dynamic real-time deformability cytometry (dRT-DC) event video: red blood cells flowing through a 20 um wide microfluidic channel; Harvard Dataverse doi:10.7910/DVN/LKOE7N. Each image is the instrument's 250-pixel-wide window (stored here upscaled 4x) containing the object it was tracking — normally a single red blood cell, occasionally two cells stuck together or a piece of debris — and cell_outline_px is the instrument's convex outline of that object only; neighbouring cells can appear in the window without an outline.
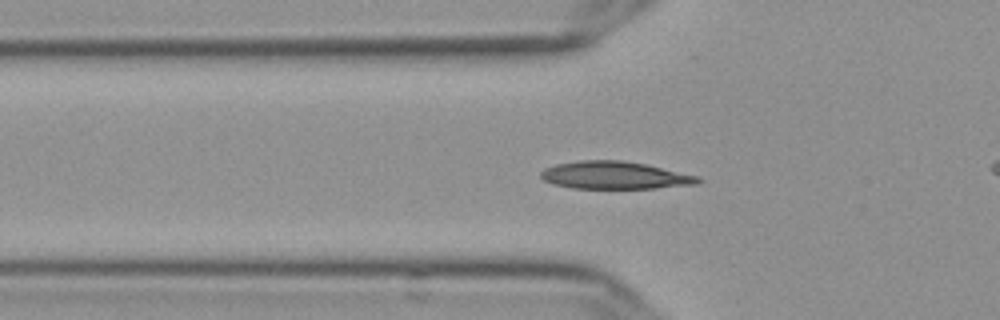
{"species": "Egyptian fruit bat (a non-hibernating species)", "species_latin": "Rousettus aegyptiacus", "temperature_condition": "cold", "stored_images_in_passage": 57, "camera_frame_rate_fps": 3000, "um_per_image_px": 0.085, "frame": {"image": 1, "passage_image": 19, "time_ms": 6.0, "image_size_px": [1000, 320], "cell_outline_px": [[704, 180], [696, 184], [656, 188], [572, 188], [552, 184], [544, 180], [540, 176], [540, 172], [544, 168], [556, 164], [580, 160], [624, 160], [644, 164], [700, 176]], "centroid_in_image_um": [52.25, 14.9], "position_along_channel_um": 73.6, "area_um2": 25.32}}
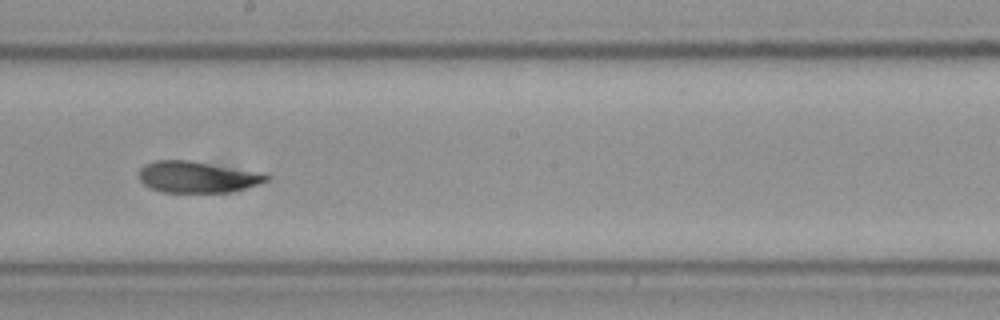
{"frame": {"image": 2, "passage_image": 32, "time_ms": 10.333, "image_size_px": [1000, 320], "cell_outline_px": [[272, 176], [268, 180], [260, 184], [228, 192], [160, 192], [144, 184], [140, 180], [140, 168], [144, 164], [156, 160], [188, 160], [264, 172]], "centroid_in_image_um": [16.81, 15.03], "position_along_channel_um": 231.4, "area_um2": 23.41}}
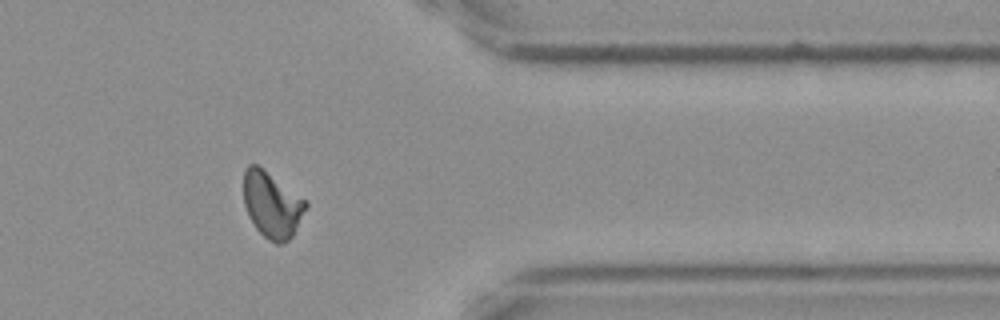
{"frame": {"image": 3, "passage_image": 46, "time_ms": 15.0, "image_size_px": [1000, 320], "cell_outline_px": [[308, 208], [292, 236], [284, 244], [276, 244], [268, 240], [256, 228], [248, 216], [244, 204], [244, 168], [248, 164], [256, 164], [304, 200], [308, 204]], "centroid_in_image_um": [23.1, 17.44], "position_along_channel_um": 388.3, "area_um2": 23.58}, "authors_computed_cell_mechanics": {"area_um2": 23.5824, "velocity_mm_per_s": 3.6291, "shape_relaxation_time_tau1_ms": 5.3634, "shape_relaxation_time_tau2_ms": 1.9733, "deformation_change_tau1": 0.1505, "deformation_change_tau2": 0.0468}}